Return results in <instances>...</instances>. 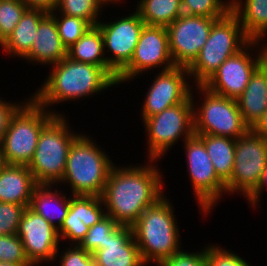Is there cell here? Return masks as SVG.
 <instances>
[{"instance_id":"obj_1","label":"cell","mask_w":267,"mask_h":266,"mask_svg":"<svg viewBox=\"0 0 267 266\" xmlns=\"http://www.w3.org/2000/svg\"><path fill=\"white\" fill-rule=\"evenodd\" d=\"M141 164H115L101 196L107 216L119 225L132 227L145 209L155 205L164 194L163 172L159 160ZM136 165V166H135Z\"/></svg>"},{"instance_id":"obj_2","label":"cell","mask_w":267,"mask_h":266,"mask_svg":"<svg viewBox=\"0 0 267 266\" xmlns=\"http://www.w3.org/2000/svg\"><path fill=\"white\" fill-rule=\"evenodd\" d=\"M49 70L42 85L31 93V97L55 115H65L63 111L55 110L57 106H54L57 104L92 98L94 95H100L102 91L109 88L111 91L113 86H118L116 80L104 68L81 63L68 56L49 66Z\"/></svg>"},{"instance_id":"obj_3","label":"cell","mask_w":267,"mask_h":266,"mask_svg":"<svg viewBox=\"0 0 267 266\" xmlns=\"http://www.w3.org/2000/svg\"><path fill=\"white\" fill-rule=\"evenodd\" d=\"M167 196L147 208L132 226L145 266L156 264L181 250V235L173 203Z\"/></svg>"},{"instance_id":"obj_4","label":"cell","mask_w":267,"mask_h":266,"mask_svg":"<svg viewBox=\"0 0 267 266\" xmlns=\"http://www.w3.org/2000/svg\"><path fill=\"white\" fill-rule=\"evenodd\" d=\"M95 140L81 132L69 149L66 169L58 185L67 183L71 195H103L115 163Z\"/></svg>"},{"instance_id":"obj_5","label":"cell","mask_w":267,"mask_h":266,"mask_svg":"<svg viewBox=\"0 0 267 266\" xmlns=\"http://www.w3.org/2000/svg\"><path fill=\"white\" fill-rule=\"evenodd\" d=\"M65 116L55 115L40 132L33 158L27 165L37 184L58 185L63 178L69 149L80 135Z\"/></svg>"},{"instance_id":"obj_6","label":"cell","mask_w":267,"mask_h":266,"mask_svg":"<svg viewBox=\"0 0 267 266\" xmlns=\"http://www.w3.org/2000/svg\"><path fill=\"white\" fill-rule=\"evenodd\" d=\"M250 41L231 10L217 19L198 57L188 67L191 83L203 85L227 58L238 53Z\"/></svg>"},{"instance_id":"obj_7","label":"cell","mask_w":267,"mask_h":266,"mask_svg":"<svg viewBox=\"0 0 267 266\" xmlns=\"http://www.w3.org/2000/svg\"><path fill=\"white\" fill-rule=\"evenodd\" d=\"M195 93L201 95L199 98L202 101L197 100L199 98L196 97L197 94ZM191 99L193 102L194 134L238 139L250 129L244 123L235 99L214 94L202 85L192 87Z\"/></svg>"},{"instance_id":"obj_8","label":"cell","mask_w":267,"mask_h":266,"mask_svg":"<svg viewBox=\"0 0 267 266\" xmlns=\"http://www.w3.org/2000/svg\"><path fill=\"white\" fill-rule=\"evenodd\" d=\"M30 99L11 118L2 137L4 164L28 165L33 158L42 128L55 116Z\"/></svg>"},{"instance_id":"obj_9","label":"cell","mask_w":267,"mask_h":266,"mask_svg":"<svg viewBox=\"0 0 267 266\" xmlns=\"http://www.w3.org/2000/svg\"><path fill=\"white\" fill-rule=\"evenodd\" d=\"M147 142L148 160H161L178 143L194 135L191 95L182 103L164 109L142 121Z\"/></svg>"},{"instance_id":"obj_10","label":"cell","mask_w":267,"mask_h":266,"mask_svg":"<svg viewBox=\"0 0 267 266\" xmlns=\"http://www.w3.org/2000/svg\"><path fill=\"white\" fill-rule=\"evenodd\" d=\"M182 145L195 200L202 217H208L227 194L226 183L217 175L204 143L196 135L186 139Z\"/></svg>"},{"instance_id":"obj_11","label":"cell","mask_w":267,"mask_h":266,"mask_svg":"<svg viewBox=\"0 0 267 266\" xmlns=\"http://www.w3.org/2000/svg\"><path fill=\"white\" fill-rule=\"evenodd\" d=\"M266 168L267 140L249 129L236 139L233 172L226 182L227 195L246 198L257 187Z\"/></svg>"},{"instance_id":"obj_12","label":"cell","mask_w":267,"mask_h":266,"mask_svg":"<svg viewBox=\"0 0 267 266\" xmlns=\"http://www.w3.org/2000/svg\"><path fill=\"white\" fill-rule=\"evenodd\" d=\"M259 45V41H250L238 53L227 58L202 86L214 94L236 100L255 70L264 62Z\"/></svg>"},{"instance_id":"obj_13","label":"cell","mask_w":267,"mask_h":266,"mask_svg":"<svg viewBox=\"0 0 267 266\" xmlns=\"http://www.w3.org/2000/svg\"><path fill=\"white\" fill-rule=\"evenodd\" d=\"M166 27L144 25L130 63L117 75V85L130 83L147 71L173 68ZM123 83V84H122Z\"/></svg>"},{"instance_id":"obj_14","label":"cell","mask_w":267,"mask_h":266,"mask_svg":"<svg viewBox=\"0 0 267 266\" xmlns=\"http://www.w3.org/2000/svg\"><path fill=\"white\" fill-rule=\"evenodd\" d=\"M103 19L96 26L103 36L107 63L118 75L130 63L145 22L136 10L109 21Z\"/></svg>"},{"instance_id":"obj_15","label":"cell","mask_w":267,"mask_h":266,"mask_svg":"<svg viewBox=\"0 0 267 266\" xmlns=\"http://www.w3.org/2000/svg\"><path fill=\"white\" fill-rule=\"evenodd\" d=\"M221 17L182 14L166 27L175 66L189 67L206 43L213 23Z\"/></svg>"},{"instance_id":"obj_16","label":"cell","mask_w":267,"mask_h":266,"mask_svg":"<svg viewBox=\"0 0 267 266\" xmlns=\"http://www.w3.org/2000/svg\"><path fill=\"white\" fill-rule=\"evenodd\" d=\"M154 75L148 91L143 95L144 102L141 104L139 113L141 121L184 102L191 95L194 87L189 81L187 67L174 66Z\"/></svg>"},{"instance_id":"obj_17","label":"cell","mask_w":267,"mask_h":266,"mask_svg":"<svg viewBox=\"0 0 267 266\" xmlns=\"http://www.w3.org/2000/svg\"><path fill=\"white\" fill-rule=\"evenodd\" d=\"M27 259L33 266L53 263L60 245L58 229L44 217L26 207L17 230Z\"/></svg>"},{"instance_id":"obj_18","label":"cell","mask_w":267,"mask_h":266,"mask_svg":"<svg viewBox=\"0 0 267 266\" xmlns=\"http://www.w3.org/2000/svg\"><path fill=\"white\" fill-rule=\"evenodd\" d=\"M106 216L102 197L72 195L66 218L58 229L60 241L79 245L90 227Z\"/></svg>"},{"instance_id":"obj_19","label":"cell","mask_w":267,"mask_h":266,"mask_svg":"<svg viewBox=\"0 0 267 266\" xmlns=\"http://www.w3.org/2000/svg\"><path fill=\"white\" fill-rule=\"evenodd\" d=\"M95 266H145L132 227L120 226L109 235L104 248L93 253Z\"/></svg>"},{"instance_id":"obj_20","label":"cell","mask_w":267,"mask_h":266,"mask_svg":"<svg viewBox=\"0 0 267 266\" xmlns=\"http://www.w3.org/2000/svg\"><path fill=\"white\" fill-rule=\"evenodd\" d=\"M66 56L67 48L58 34L55 18L48 13L40 21L31 50L23 61L47 67L59 63Z\"/></svg>"},{"instance_id":"obj_21","label":"cell","mask_w":267,"mask_h":266,"mask_svg":"<svg viewBox=\"0 0 267 266\" xmlns=\"http://www.w3.org/2000/svg\"><path fill=\"white\" fill-rule=\"evenodd\" d=\"M37 185L27 165L3 164L0 167V202L29 207Z\"/></svg>"},{"instance_id":"obj_22","label":"cell","mask_w":267,"mask_h":266,"mask_svg":"<svg viewBox=\"0 0 267 266\" xmlns=\"http://www.w3.org/2000/svg\"><path fill=\"white\" fill-rule=\"evenodd\" d=\"M60 187L59 185L38 184L34 188L29 204L31 210L44 217L56 229L61 227L67 216L72 196Z\"/></svg>"},{"instance_id":"obj_23","label":"cell","mask_w":267,"mask_h":266,"mask_svg":"<svg viewBox=\"0 0 267 266\" xmlns=\"http://www.w3.org/2000/svg\"><path fill=\"white\" fill-rule=\"evenodd\" d=\"M244 123L251 128L267 110V64L253 73L243 93L236 99Z\"/></svg>"},{"instance_id":"obj_24","label":"cell","mask_w":267,"mask_h":266,"mask_svg":"<svg viewBox=\"0 0 267 266\" xmlns=\"http://www.w3.org/2000/svg\"><path fill=\"white\" fill-rule=\"evenodd\" d=\"M48 13L40 9H27L13 32L0 45L6 56L23 58L30 52L40 21Z\"/></svg>"},{"instance_id":"obj_25","label":"cell","mask_w":267,"mask_h":266,"mask_svg":"<svg viewBox=\"0 0 267 266\" xmlns=\"http://www.w3.org/2000/svg\"><path fill=\"white\" fill-rule=\"evenodd\" d=\"M231 11L251 41H259L267 34V0H231Z\"/></svg>"},{"instance_id":"obj_26","label":"cell","mask_w":267,"mask_h":266,"mask_svg":"<svg viewBox=\"0 0 267 266\" xmlns=\"http://www.w3.org/2000/svg\"><path fill=\"white\" fill-rule=\"evenodd\" d=\"M67 56L81 63L100 66L117 80V74L107 63L103 36L97 26H92L76 43L69 47Z\"/></svg>"},{"instance_id":"obj_27","label":"cell","mask_w":267,"mask_h":266,"mask_svg":"<svg viewBox=\"0 0 267 266\" xmlns=\"http://www.w3.org/2000/svg\"><path fill=\"white\" fill-rule=\"evenodd\" d=\"M194 135L204 143L217 175L226 183L233 172L236 139L206 134Z\"/></svg>"},{"instance_id":"obj_28","label":"cell","mask_w":267,"mask_h":266,"mask_svg":"<svg viewBox=\"0 0 267 266\" xmlns=\"http://www.w3.org/2000/svg\"><path fill=\"white\" fill-rule=\"evenodd\" d=\"M134 8L145 25L169 26L183 14L181 0H137Z\"/></svg>"},{"instance_id":"obj_29","label":"cell","mask_w":267,"mask_h":266,"mask_svg":"<svg viewBox=\"0 0 267 266\" xmlns=\"http://www.w3.org/2000/svg\"><path fill=\"white\" fill-rule=\"evenodd\" d=\"M110 3L107 0H58L56 8L51 12L80 17L96 26L104 14V7Z\"/></svg>"},{"instance_id":"obj_30","label":"cell","mask_w":267,"mask_h":266,"mask_svg":"<svg viewBox=\"0 0 267 266\" xmlns=\"http://www.w3.org/2000/svg\"><path fill=\"white\" fill-rule=\"evenodd\" d=\"M50 14L55 18L58 34L67 49L92 27L88 21L80 17L63 15L59 12H50Z\"/></svg>"},{"instance_id":"obj_31","label":"cell","mask_w":267,"mask_h":266,"mask_svg":"<svg viewBox=\"0 0 267 266\" xmlns=\"http://www.w3.org/2000/svg\"><path fill=\"white\" fill-rule=\"evenodd\" d=\"M120 226L112 217L106 215L98 223L89 228L79 246L93 254L96 250L104 248V244L109 239V235Z\"/></svg>"},{"instance_id":"obj_32","label":"cell","mask_w":267,"mask_h":266,"mask_svg":"<svg viewBox=\"0 0 267 266\" xmlns=\"http://www.w3.org/2000/svg\"><path fill=\"white\" fill-rule=\"evenodd\" d=\"M183 14L223 17L231 10V0H181Z\"/></svg>"},{"instance_id":"obj_33","label":"cell","mask_w":267,"mask_h":266,"mask_svg":"<svg viewBox=\"0 0 267 266\" xmlns=\"http://www.w3.org/2000/svg\"><path fill=\"white\" fill-rule=\"evenodd\" d=\"M27 9L22 1L0 0V45L13 32Z\"/></svg>"},{"instance_id":"obj_34","label":"cell","mask_w":267,"mask_h":266,"mask_svg":"<svg viewBox=\"0 0 267 266\" xmlns=\"http://www.w3.org/2000/svg\"><path fill=\"white\" fill-rule=\"evenodd\" d=\"M206 266H252L241 254L216 244L205 245Z\"/></svg>"},{"instance_id":"obj_35","label":"cell","mask_w":267,"mask_h":266,"mask_svg":"<svg viewBox=\"0 0 267 266\" xmlns=\"http://www.w3.org/2000/svg\"><path fill=\"white\" fill-rule=\"evenodd\" d=\"M0 261L33 266L24 251V246L17 234L0 235Z\"/></svg>"},{"instance_id":"obj_36","label":"cell","mask_w":267,"mask_h":266,"mask_svg":"<svg viewBox=\"0 0 267 266\" xmlns=\"http://www.w3.org/2000/svg\"><path fill=\"white\" fill-rule=\"evenodd\" d=\"M62 249L61 251V248H58L54 258V262L59 258V266H95L93 254L79 245H68V247Z\"/></svg>"},{"instance_id":"obj_37","label":"cell","mask_w":267,"mask_h":266,"mask_svg":"<svg viewBox=\"0 0 267 266\" xmlns=\"http://www.w3.org/2000/svg\"><path fill=\"white\" fill-rule=\"evenodd\" d=\"M25 206L0 202V235L17 234Z\"/></svg>"},{"instance_id":"obj_38","label":"cell","mask_w":267,"mask_h":266,"mask_svg":"<svg viewBox=\"0 0 267 266\" xmlns=\"http://www.w3.org/2000/svg\"><path fill=\"white\" fill-rule=\"evenodd\" d=\"M195 252L182 249L158 266H206L205 246Z\"/></svg>"},{"instance_id":"obj_39","label":"cell","mask_w":267,"mask_h":266,"mask_svg":"<svg viewBox=\"0 0 267 266\" xmlns=\"http://www.w3.org/2000/svg\"><path fill=\"white\" fill-rule=\"evenodd\" d=\"M30 98L26 96L22 102L15 100L8 101L0 96V137L2 138L9 127L11 118L14 114L29 100ZM8 101V102H7Z\"/></svg>"},{"instance_id":"obj_40","label":"cell","mask_w":267,"mask_h":266,"mask_svg":"<svg viewBox=\"0 0 267 266\" xmlns=\"http://www.w3.org/2000/svg\"><path fill=\"white\" fill-rule=\"evenodd\" d=\"M265 189L267 190V168L263 171L257 187L245 198L246 202L248 201V206H251L250 208H259L260 198H262Z\"/></svg>"},{"instance_id":"obj_41","label":"cell","mask_w":267,"mask_h":266,"mask_svg":"<svg viewBox=\"0 0 267 266\" xmlns=\"http://www.w3.org/2000/svg\"><path fill=\"white\" fill-rule=\"evenodd\" d=\"M28 9H40L47 13L54 11L58 0H22Z\"/></svg>"},{"instance_id":"obj_42","label":"cell","mask_w":267,"mask_h":266,"mask_svg":"<svg viewBox=\"0 0 267 266\" xmlns=\"http://www.w3.org/2000/svg\"><path fill=\"white\" fill-rule=\"evenodd\" d=\"M250 130L259 136H262L267 140V110L265 113L255 122Z\"/></svg>"},{"instance_id":"obj_43","label":"cell","mask_w":267,"mask_h":266,"mask_svg":"<svg viewBox=\"0 0 267 266\" xmlns=\"http://www.w3.org/2000/svg\"><path fill=\"white\" fill-rule=\"evenodd\" d=\"M266 38H267V34L261 40H259V42L262 48L263 60L267 64V42H266L267 39Z\"/></svg>"},{"instance_id":"obj_44","label":"cell","mask_w":267,"mask_h":266,"mask_svg":"<svg viewBox=\"0 0 267 266\" xmlns=\"http://www.w3.org/2000/svg\"><path fill=\"white\" fill-rule=\"evenodd\" d=\"M0 266H22L21 264H16L12 262L0 261Z\"/></svg>"},{"instance_id":"obj_45","label":"cell","mask_w":267,"mask_h":266,"mask_svg":"<svg viewBox=\"0 0 267 266\" xmlns=\"http://www.w3.org/2000/svg\"><path fill=\"white\" fill-rule=\"evenodd\" d=\"M112 6L117 5L120 6L125 0H107ZM120 4V5H119Z\"/></svg>"},{"instance_id":"obj_46","label":"cell","mask_w":267,"mask_h":266,"mask_svg":"<svg viewBox=\"0 0 267 266\" xmlns=\"http://www.w3.org/2000/svg\"><path fill=\"white\" fill-rule=\"evenodd\" d=\"M2 138L0 137V155H2Z\"/></svg>"},{"instance_id":"obj_47","label":"cell","mask_w":267,"mask_h":266,"mask_svg":"<svg viewBox=\"0 0 267 266\" xmlns=\"http://www.w3.org/2000/svg\"><path fill=\"white\" fill-rule=\"evenodd\" d=\"M2 156L0 155V167L3 165Z\"/></svg>"}]
</instances>
